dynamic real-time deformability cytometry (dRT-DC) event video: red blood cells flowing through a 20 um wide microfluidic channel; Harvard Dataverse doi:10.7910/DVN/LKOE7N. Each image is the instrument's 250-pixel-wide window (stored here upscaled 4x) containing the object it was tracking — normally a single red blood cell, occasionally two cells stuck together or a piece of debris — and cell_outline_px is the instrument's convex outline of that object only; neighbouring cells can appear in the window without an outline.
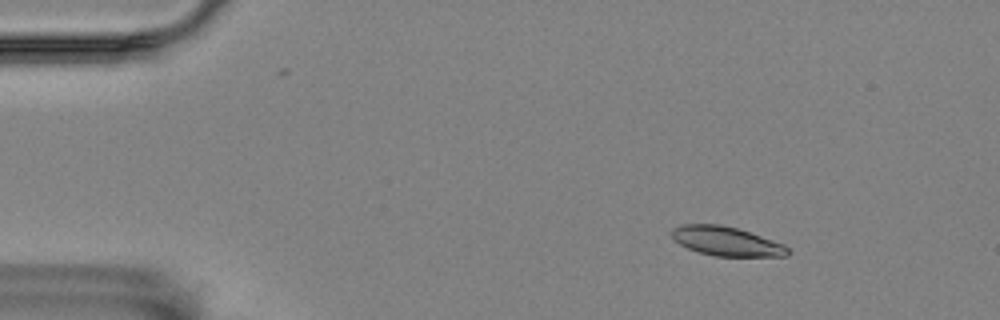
{"species": "Egyptian fruit bat (a non-hibernating species)", "species_latin": "Rousettus aegyptiacus", "temperature_condition": "room temperature", "stored_images_in_passage": 56, "camera_frame_rate_fps": 3000, "um_per_image_px": 0.085, "animal": {"sex": "female"}, "frame": {"image": 1, "passage_image": 7, "time_ms": 2.0, "image_size_px": [1000, 320], "cell_outline_px": [[792, 252], [788, 256], [712, 256], [688, 248], [680, 244], [672, 236], [672, 228], [680, 224], [720, 224], [736, 228], [784, 244]], "centroid_in_image_um": [61.75, 20.51], "position_along_channel_um": 23.2, "area_um2": 19.59}}
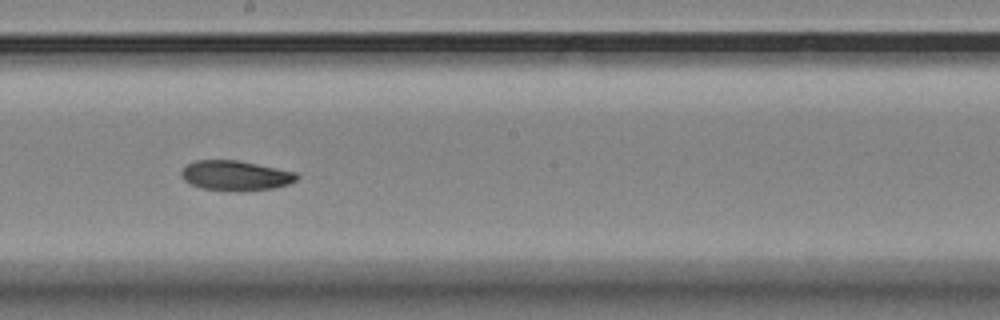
{"frame": {"image": 2, "passage_image": 31, "time_ms": 10.0, "image_size_px": [1000, 320], "cell_outline_px": [[300, 176], [296, 180], [288, 184], [272, 188], [236, 192], [200, 188], [184, 180], [180, 176], [180, 172], [188, 164], [196, 160], [236, 160], [296, 172]], "centroid_in_image_um": [20.0, 14.93], "position_along_channel_um": 228.2, "area_um2": 20.11}}
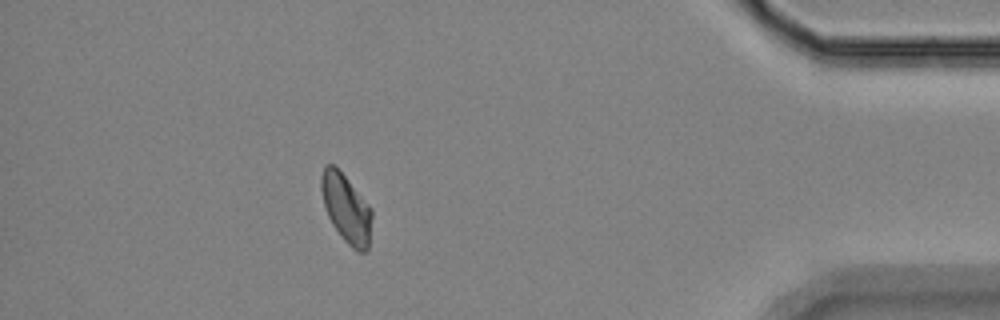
{"frame": {"image": 3, "passage_image": 50, "time_ms": 16.333, "image_size_px": [1000, 320], "cell_outline_px": [[372, 216], [368, 248], [364, 252], [356, 252], [344, 240], [332, 224], [328, 216], [324, 204], [320, 188], [320, 176], [324, 164], [332, 164], [344, 176], [372, 208]], "centroid_in_image_um": [29.42, 17.72], "position_along_channel_um": 405.8, "area_um2": 20.06}, "authors_computed_cell_mechanics": {"area_um2": 20.0566, "velocity_mm_per_s": 3.5078, "shape_relaxation_time_tau1_ms": null, "shape_relaxation_time_tau2_ms": 11.3034, "deformation_change_tau1": null, "deformation_change_tau2": 0.1332}}